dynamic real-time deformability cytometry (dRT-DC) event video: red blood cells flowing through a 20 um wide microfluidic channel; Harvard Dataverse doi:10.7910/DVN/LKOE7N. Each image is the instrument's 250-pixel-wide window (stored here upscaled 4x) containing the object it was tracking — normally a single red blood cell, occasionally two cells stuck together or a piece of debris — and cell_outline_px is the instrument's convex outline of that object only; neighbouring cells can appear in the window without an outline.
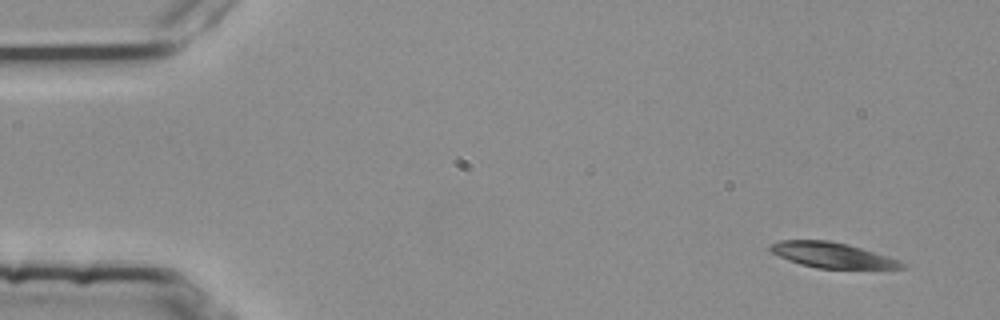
{"species": "common noctule bat (a hibernating species)", "species_latin": "Nyctalus noctula", "temperature_condition": "room temperature", "stored_images_in_passage": 3, "camera_frame_rate_fps": 3000, "um_per_image_px": 0.085, "animal": {"sex": "female", "body_mass_g": 25.1}, "frame": {"image": 1, "passage_image": 1, "time_ms": 0.0, "image_size_px": [1000, 320], "cell_outline_px": [[904, 268], [816, 268], [800, 264], [788, 260], [772, 252], [768, 248], [768, 244], [780, 240], [828, 240], [848, 244], [896, 260], [904, 264]], "centroid_in_image_um": [70.61, 21.67], "position_along_channel_um": 14.4, "area_um2": 18.96}}